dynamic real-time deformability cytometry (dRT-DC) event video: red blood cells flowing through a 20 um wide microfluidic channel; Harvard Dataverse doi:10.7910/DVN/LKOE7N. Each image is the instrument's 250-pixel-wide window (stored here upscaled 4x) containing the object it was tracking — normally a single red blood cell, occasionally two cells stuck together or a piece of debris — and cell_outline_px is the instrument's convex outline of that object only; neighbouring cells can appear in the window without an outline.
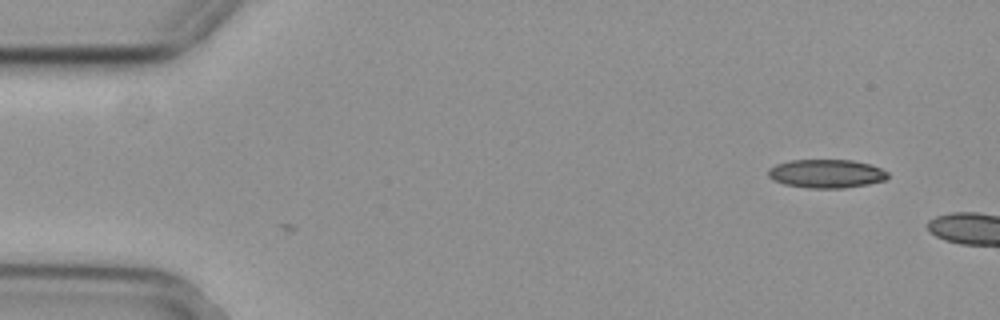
{"species": "common noctule bat (a hibernating species)", "species_latin": "Nyctalus noctula", "temperature_condition": "cold", "stored_images_in_passage": 4, "camera_frame_rate_fps": 3000, "um_per_image_px": 0.085, "animal": {"sex": "female", "body_mass_g": 29.2, "forearm_length_mm": 56.3}, "frame": {"image": 1, "passage_image": 4, "time_ms": 1.0, "image_size_px": [1000, 320], "cell_outline_px": [[888, 180], [868, 184], [844, 188], [808, 188], [784, 184], [772, 180], [768, 176], [768, 168], [776, 164], [788, 160], [852, 160], [872, 164], [888, 172]], "centroid_in_image_um": [70.25, 14.76], "position_along_channel_um": 14.8, "area_um2": 20.17}}